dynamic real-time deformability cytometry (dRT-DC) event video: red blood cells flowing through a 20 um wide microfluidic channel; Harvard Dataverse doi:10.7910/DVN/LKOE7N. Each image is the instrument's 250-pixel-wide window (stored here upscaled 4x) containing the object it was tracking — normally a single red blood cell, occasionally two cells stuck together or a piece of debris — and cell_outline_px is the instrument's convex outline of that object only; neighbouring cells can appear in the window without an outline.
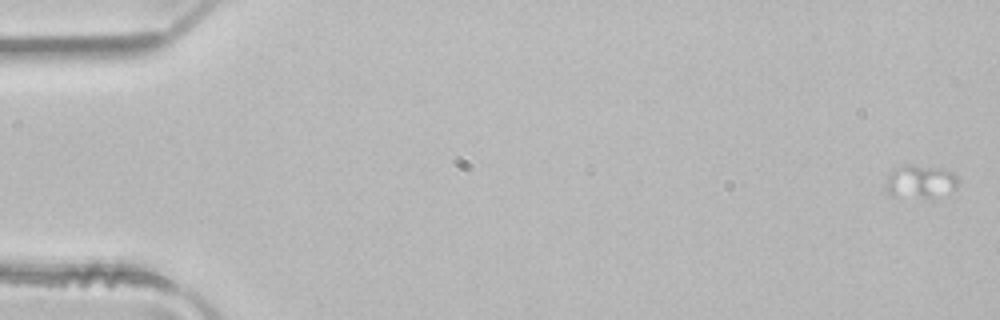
{"species": "common noctule bat (a hibernating species)", "species_latin": "Nyctalus noctula", "temperature_condition": "room temperature", "stored_images_in_passage": 3, "camera_frame_rate_fps": 3000, "um_per_image_px": 0.085, "animal": {"sex": "male", "body_mass_g": 21.5, "forearm_length_mm": 52.0}, "frame": {"image": 1, "passage_image": 1, "time_ms": 0.0, "image_size_px": [1000, 320], "cell_outline_px": [[960, 180], [956, 188], [952, 192], [932, 196], [892, 196], [888, 192], [888, 176], [892, 172], [908, 164], [940, 168], [952, 172]], "centroid_in_image_um": [78.31, 15.42], "position_along_channel_um": 6.7, "area_um2": 13.35}}